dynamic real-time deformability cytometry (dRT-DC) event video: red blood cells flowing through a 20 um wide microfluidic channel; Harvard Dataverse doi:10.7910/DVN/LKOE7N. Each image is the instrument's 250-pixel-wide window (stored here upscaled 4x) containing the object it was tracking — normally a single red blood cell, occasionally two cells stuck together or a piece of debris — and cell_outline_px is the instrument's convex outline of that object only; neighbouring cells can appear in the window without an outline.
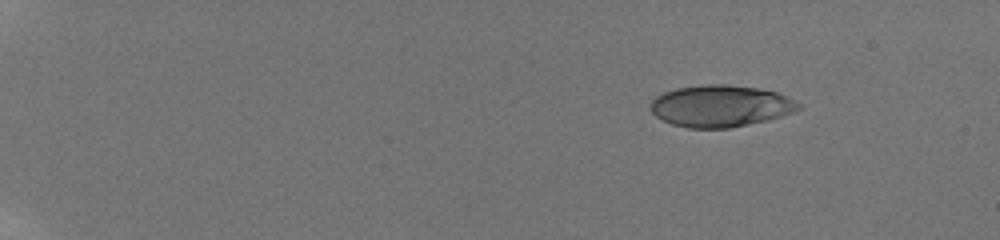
{"species": "human", "species_latin": "Homo sapiens", "temperature_condition": "room temperature", "stored_images_in_passage": 60, "camera_frame_rate_fps": 3000, "um_per_image_px": 0.085, "donor": {"sex": "male"}, "frame": {"image": 1, "passage_image": 1, "time_ms": 0.0, "image_size_px": [1000, 240], "cell_outline_px": [[800, 108], [792, 112], [768, 120], [728, 128], [688, 128], [672, 124], [656, 116], [652, 112], [648, 104], [656, 96], [664, 92], [676, 88], [704, 84], [728, 84], [756, 88], [776, 92], [796, 100], [800, 104]], "centroid_in_image_um": [61.21, 9.0], "position_along_channel_um": 23.8, "area_um2": 35.95}}
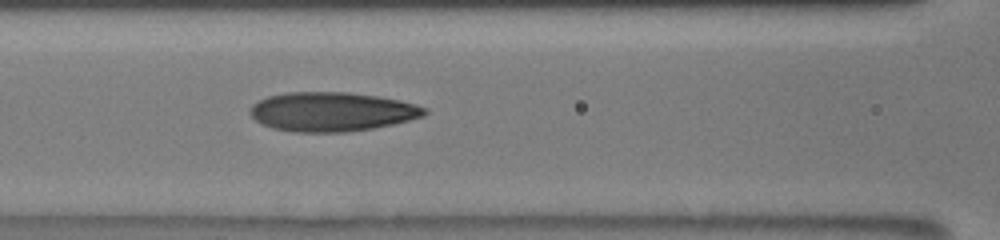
{"frame": {"image": 2, "passage_image": 27, "time_ms": 7.0, "image_size_px": [1000, 240], "cell_outline_px": [[428, 112], [424, 116], [392, 124], [372, 128], [348, 132], [296, 132], [272, 128], [260, 124], [248, 112], [252, 104], [268, 96], [288, 92], [348, 92], [376, 96], [400, 100], [416, 104], [428, 108]], "centroid_in_image_um": [28.2, 9.49], "position_along_channel_um": 138.4, "area_um2": 39.94}}
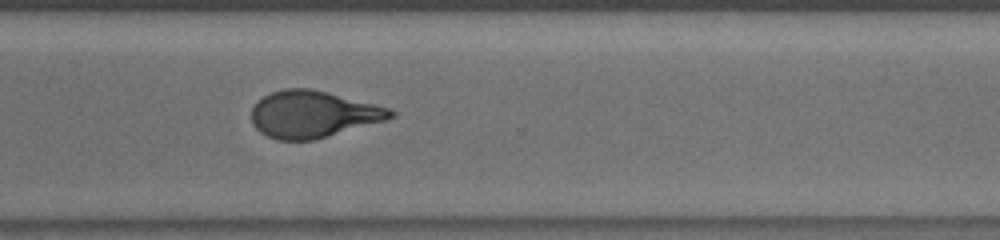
{"frame": {"image": 3, "passage_image": 53, "time_ms": 12.333, "image_size_px": [1000, 240], "cell_outline_px": [[396, 116], [388, 120], [312, 140], [276, 140], [260, 132], [252, 124], [252, 108], [256, 100], [272, 92], [284, 88], [308, 88], [328, 92], [376, 104], [388, 108], [396, 112]], "centroid_in_image_um": [26.61, 9.7], "position_along_channel_um": 344.0, "area_um2": 38.03}, "authors_computed_cell_mechanics": {"area_um2": 38.5237, "velocity_mm_per_s": 3.8629, "shape_relaxation_time_tau1_ms": 5.551, "shape_relaxation_time_tau2_ms": 1.2203, "deformation_change_tau1": 0.2125, "deformation_change_tau2": 0.0878}}